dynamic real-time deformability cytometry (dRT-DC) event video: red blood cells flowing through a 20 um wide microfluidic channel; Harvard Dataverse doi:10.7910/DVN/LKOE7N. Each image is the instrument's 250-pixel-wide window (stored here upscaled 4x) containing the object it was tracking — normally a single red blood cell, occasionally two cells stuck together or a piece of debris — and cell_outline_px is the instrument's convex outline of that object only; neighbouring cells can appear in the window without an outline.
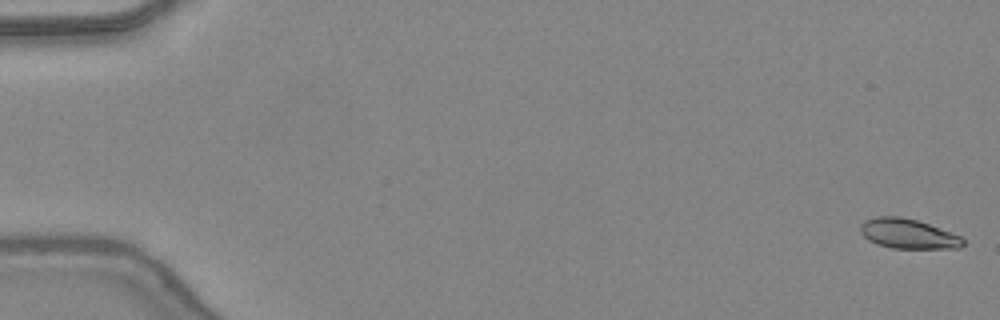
{"species": "common noctule bat (a hibernating species)", "species_latin": "Nyctalus noctula", "temperature_condition": "warm", "stored_images_in_passage": 49, "camera_frame_rate_fps": 3000, "um_per_image_px": 0.085, "animal": {"sex": "female", "body_mass_g": 24.6, "forearm_length_mm": 56.2}, "frame": {"image": 1, "passage_image": 1, "time_ms": 0.0, "image_size_px": [1000, 320], "cell_outline_px": [[964, 244], [960, 248], [892, 248], [876, 244], [868, 240], [860, 232], [860, 224], [864, 220], [876, 216], [900, 216], [916, 220], [928, 224], [960, 236], [964, 240]], "centroid_in_image_um": [77.14, 19.87], "position_along_channel_um": 7.9, "area_um2": 17.74}}
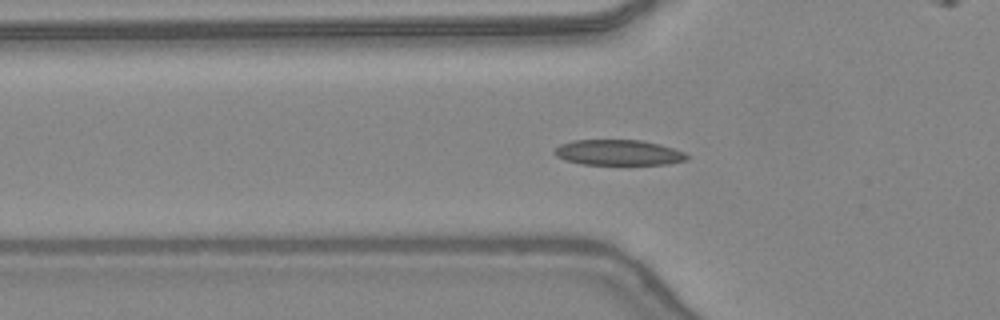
{"frame": {"image": 2, "passage_image": 17, "time_ms": 5.333, "image_size_px": [1000, 320], "cell_outline_px": [[688, 160], [668, 164], [584, 164], [564, 160], [556, 156], [552, 152], [560, 144], [572, 140], [640, 140], [660, 144], [684, 152], [688, 156]], "centroid_in_image_um": [52.55, 12.96], "position_along_channel_um": 73.3, "area_um2": 19.65}}
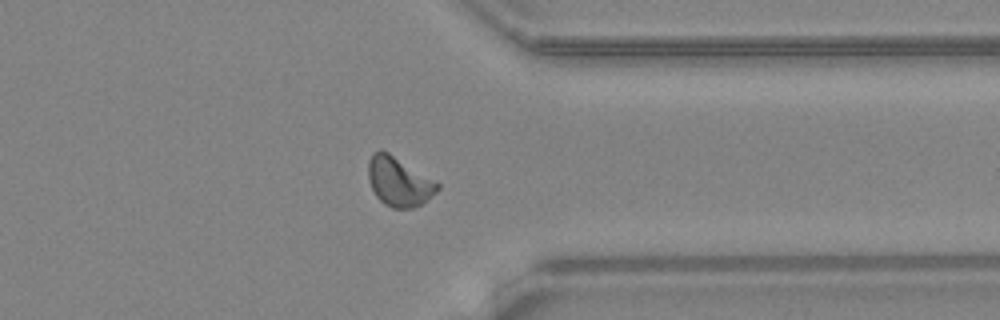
{"frame": {"image": 3, "passage_image": 38, "time_ms": 12.333, "image_size_px": [1000, 320], "cell_outline_px": [[440, 188], [432, 196], [420, 204], [412, 208], [392, 208], [384, 204], [376, 196], [368, 180], [368, 160], [372, 152], [380, 148], [388, 152], [440, 184]], "centroid_in_image_um": [33.87, 15.42], "position_along_channel_um": 377.5, "area_um2": 19.77}, "authors_computed_cell_mechanics": {"area_um2": 18.6116, "velocity_mm_per_s": 4.3952, "shape_relaxation_time_tau1_ms": 6.9803, "shape_relaxation_time_tau2_ms": 1.3825, "deformation_change_tau1": 0.1855, "deformation_change_tau2": 0.0659}}